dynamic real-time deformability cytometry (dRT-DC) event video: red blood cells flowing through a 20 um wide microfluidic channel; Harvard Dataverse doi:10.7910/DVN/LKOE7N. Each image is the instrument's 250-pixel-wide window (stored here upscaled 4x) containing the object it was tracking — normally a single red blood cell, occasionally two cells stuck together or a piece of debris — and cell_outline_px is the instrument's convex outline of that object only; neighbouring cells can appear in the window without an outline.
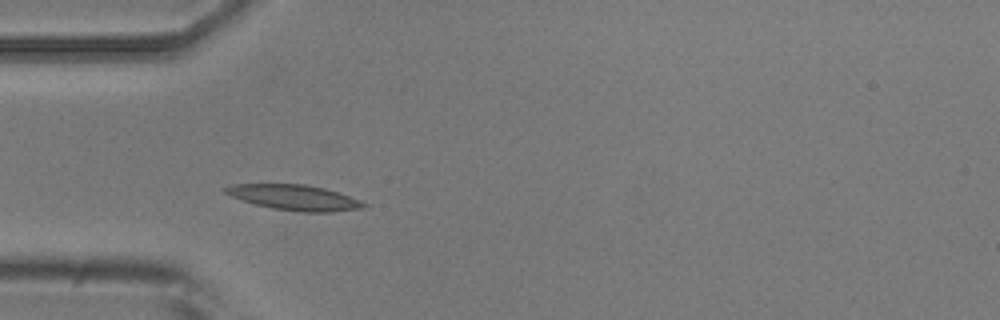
{"species": "common noctule bat (a hibernating species)", "species_latin": "Nyctalus noctula", "temperature_condition": "room temperature", "stored_images_in_passage": 7, "camera_frame_rate_fps": 3000, "um_per_image_px": 0.085, "animal": {"sex": "male", "body_mass_g": 20.5, "forearm_length_mm": 52.5}, "frame": {"image": 1, "passage_image": 4, "time_ms": 4.333, "image_size_px": [1000, 320], "cell_outline_px": [[368, 204], [364, 208], [332, 212], [304, 212], [272, 208], [256, 204], [232, 196], [224, 192], [220, 188], [232, 184], [304, 184], [324, 188], [360, 200]], "centroid_in_image_um": [25.02, 16.78], "position_along_channel_um": 60.0, "area_um2": 20.29}}
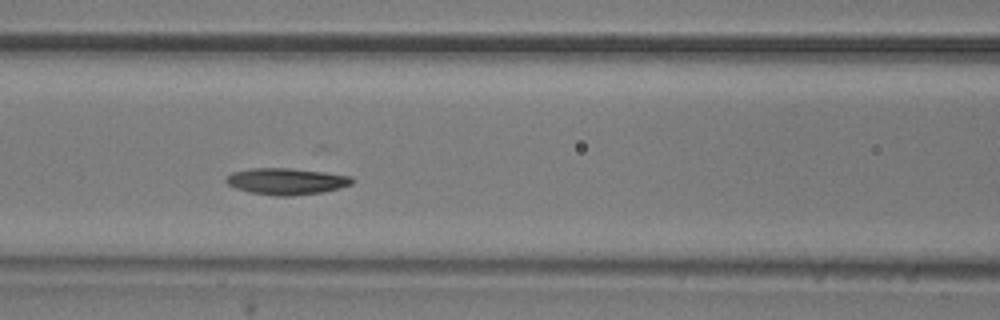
{"frame": {"image": 2, "passage_image": 6, "time_ms": 6.667, "image_size_px": [1000, 320], "cell_outline_px": [[356, 180], [352, 184], [340, 188], [324, 192], [292, 196], [276, 196], [252, 192], [236, 188], [228, 184], [224, 180], [232, 172], [248, 168], [288, 168], [324, 172], [352, 176]], "centroid_in_image_um": [24.38, 15.41], "position_along_channel_um": 142.2, "area_um2": 19.54}}
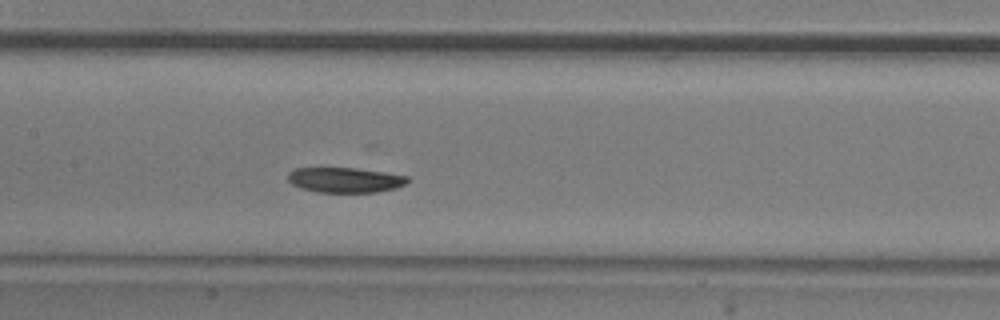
{"frame": {"image": 3, "passage_image": 7, "time_ms": 7.667, "image_size_px": [1000, 320], "cell_outline_px": [[408, 180], [404, 184], [396, 188], [376, 192], [316, 192], [300, 188], [292, 184], [288, 180], [288, 172], [296, 168], [320, 164], [356, 168], [384, 172], [408, 176]], "centroid_in_image_um": [29.22, 15.24], "position_along_channel_um": 178.2, "area_um2": 18.32}}